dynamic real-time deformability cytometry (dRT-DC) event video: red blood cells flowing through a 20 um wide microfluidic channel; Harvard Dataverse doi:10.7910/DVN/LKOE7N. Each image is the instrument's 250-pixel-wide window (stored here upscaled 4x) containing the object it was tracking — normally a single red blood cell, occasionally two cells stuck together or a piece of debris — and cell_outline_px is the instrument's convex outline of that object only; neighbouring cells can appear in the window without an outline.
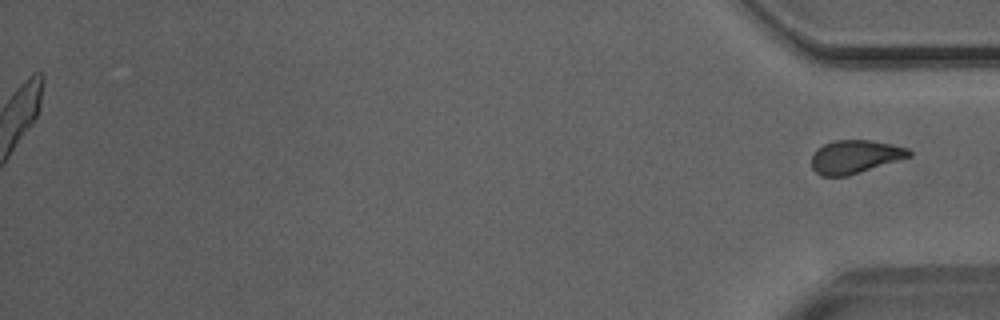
{"species": "Egyptian fruit bat (a non-hibernating species)", "species_latin": "Rousettus aegyptiacus", "temperature_condition": "room temperature", "stored_images_in_passage": 40, "segment_of_instrument_passage": [2, 2], "camera_frame_rate_fps": 3000, "um_per_image_px": 0.085, "animal": {"sex": "male"}, "frame": {"image": 1, "passage_image": 40, "time_ms": 13.0, "image_size_px": [1000, 320], "cell_outline_px": [[912, 156], [848, 176], [820, 176], [812, 168], [812, 156], [816, 148], [824, 144], [836, 140], [872, 140], [892, 144], [908, 148], [912, 152]], "centroid_in_image_um": [72.68, 13.32], "position_along_channel_um": 362.5, "area_um2": 19.02}}